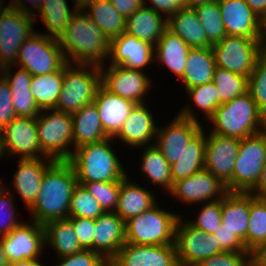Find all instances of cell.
<instances>
[{
    "mask_svg": "<svg viewBox=\"0 0 266 266\" xmlns=\"http://www.w3.org/2000/svg\"><path fill=\"white\" fill-rule=\"evenodd\" d=\"M255 198L251 193L228 192L222 198V224L223 227L235 232L242 241L246 238L249 223L250 202Z\"/></svg>",
    "mask_w": 266,
    "mask_h": 266,
    "instance_id": "obj_28",
    "label": "cell"
},
{
    "mask_svg": "<svg viewBox=\"0 0 266 266\" xmlns=\"http://www.w3.org/2000/svg\"><path fill=\"white\" fill-rule=\"evenodd\" d=\"M125 222L115 212H105L95 220L93 252L113 259L126 243Z\"/></svg>",
    "mask_w": 266,
    "mask_h": 266,
    "instance_id": "obj_23",
    "label": "cell"
},
{
    "mask_svg": "<svg viewBox=\"0 0 266 266\" xmlns=\"http://www.w3.org/2000/svg\"><path fill=\"white\" fill-rule=\"evenodd\" d=\"M186 7L187 0H169V17L172 16L178 9Z\"/></svg>",
    "mask_w": 266,
    "mask_h": 266,
    "instance_id": "obj_60",
    "label": "cell"
},
{
    "mask_svg": "<svg viewBox=\"0 0 266 266\" xmlns=\"http://www.w3.org/2000/svg\"><path fill=\"white\" fill-rule=\"evenodd\" d=\"M47 162H46V161ZM19 159L13 174V187L28 210L35 202L46 170L55 162L50 158Z\"/></svg>",
    "mask_w": 266,
    "mask_h": 266,
    "instance_id": "obj_24",
    "label": "cell"
},
{
    "mask_svg": "<svg viewBox=\"0 0 266 266\" xmlns=\"http://www.w3.org/2000/svg\"><path fill=\"white\" fill-rule=\"evenodd\" d=\"M212 82L219 91V105L247 92L248 78L216 67Z\"/></svg>",
    "mask_w": 266,
    "mask_h": 266,
    "instance_id": "obj_42",
    "label": "cell"
},
{
    "mask_svg": "<svg viewBox=\"0 0 266 266\" xmlns=\"http://www.w3.org/2000/svg\"><path fill=\"white\" fill-rule=\"evenodd\" d=\"M247 91L260 110L266 107V50L257 59L248 78Z\"/></svg>",
    "mask_w": 266,
    "mask_h": 266,
    "instance_id": "obj_48",
    "label": "cell"
},
{
    "mask_svg": "<svg viewBox=\"0 0 266 266\" xmlns=\"http://www.w3.org/2000/svg\"><path fill=\"white\" fill-rule=\"evenodd\" d=\"M44 229L46 246H50L58 258L83 250L74 231L73 223L68 218L49 221L44 225Z\"/></svg>",
    "mask_w": 266,
    "mask_h": 266,
    "instance_id": "obj_35",
    "label": "cell"
},
{
    "mask_svg": "<svg viewBox=\"0 0 266 266\" xmlns=\"http://www.w3.org/2000/svg\"><path fill=\"white\" fill-rule=\"evenodd\" d=\"M195 266H253L251 252H226L215 254Z\"/></svg>",
    "mask_w": 266,
    "mask_h": 266,
    "instance_id": "obj_49",
    "label": "cell"
},
{
    "mask_svg": "<svg viewBox=\"0 0 266 266\" xmlns=\"http://www.w3.org/2000/svg\"><path fill=\"white\" fill-rule=\"evenodd\" d=\"M44 246L46 247L44 225L32 220L3 236V249L9 263L37 259L45 251Z\"/></svg>",
    "mask_w": 266,
    "mask_h": 266,
    "instance_id": "obj_18",
    "label": "cell"
},
{
    "mask_svg": "<svg viewBox=\"0 0 266 266\" xmlns=\"http://www.w3.org/2000/svg\"><path fill=\"white\" fill-rule=\"evenodd\" d=\"M94 103L100 115L102 127L108 137H114L128 118L134 102L124 99L99 86Z\"/></svg>",
    "mask_w": 266,
    "mask_h": 266,
    "instance_id": "obj_25",
    "label": "cell"
},
{
    "mask_svg": "<svg viewBox=\"0 0 266 266\" xmlns=\"http://www.w3.org/2000/svg\"><path fill=\"white\" fill-rule=\"evenodd\" d=\"M78 184L69 161H55L45 172L34 204L28 209L30 220L45 225L52 220L69 217L70 200Z\"/></svg>",
    "mask_w": 266,
    "mask_h": 266,
    "instance_id": "obj_2",
    "label": "cell"
},
{
    "mask_svg": "<svg viewBox=\"0 0 266 266\" xmlns=\"http://www.w3.org/2000/svg\"><path fill=\"white\" fill-rule=\"evenodd\" d=\"M205 143L204 169L211 172L232 192V173L238 156L240 140L236 137L208 132Z\"/></svg>",
    "mask_w": 266,
    "mask_h": 266,
    "instance_id": "obj_16",
    "label": "cell"
},
{
    "mask_svg": "<svg viewBox=\"0 0 266 266\" xmlns=\"http://www.w3.org/2000/svg\"><path fill=\"white\" fill-rule=\"evenodd\" d=\"M261 132L266 134V107L261 110Z\"/></svg>",
    "mask_w": 266,
    "mask_h": 266,
    "instance_id": "obj_64",
    "label": "cell"
},
{
    "mask_svg": "<svg viewBox=\"0 0 266 266\" xmlns=\"http://www.w3.org/2000/svg\"><path fill=\"white\" fill-rule=\"evenodd\" d=\"M205 143L206 133L202 128L184 148L179 160L171 164L173 183L204 169Z\"/></svg>",
    "mask_w": 266,
    "mask_h": 266,
    "instance_id": "obj_36",
    "label": "cell"
},
{
    "mask_svg": "<svg viewBox=\"0 0 266 266\" xmlns=\"http://www.w3.org/2000/svg\"><path fill=\"white\" fill-rule=\"evenodd\" d=\"M0 149L2 157L18 155L19 159L46 158L38 141L36 118L16 116L0 131Z\"/></svg>",
    "mask_w": 266,
    "mask_h": 266,
    "instance_id": "obj_14",
    "label": "cell"
},
{
    "mask_svg": "<svg viewBox=\"0 0 266 266\" xmlns=\"http://www.w3.org/2000/svg\"><path fill=\"white\" fill-rule=\"evenodd\" d=\"M245 2L261 20L266 17V0H245Z\"/></svg>",
    "mask_w": 266,
    "mask_h": 266,
    "instance_id": "obj_57",
    "label": "cell"
},
{
    "mask_svg": "<svg viewBox=\"0 0 266 266\" xmlns=\"http://www.w3.org/2000/svg\"><path fill=\"white\" fill-rule=\"evenodd\" d=\"M81 0H73L72 2L75 3V5H80Z\"/></svg>",
    "mask_w": 266,
    "mask_h": 266,
    "instance_id": "obj_68",
    "label": "cell"
},
{
    "mask_svg": "<svg viewBox=\"0 0 266 266\" xmlns=\"http://www.w3.org/2000/svg\"><path fill=\"white\" fill-rule=\"evenodd\" d=\"M63 67L56 72L32 76L31 93L39 109H56L62 89Z\"/></svg>",
    "mask_w": 266,
    "mask_h": 266,
    "instance_id": "obj_39",
    "label": "cell"
},
{
    "mask_svg": "<svg viewBox=\"0 0 266 266\" xmlns=\"http://www.w3.org/2000/svg\"><path fill=\"white\" fill-rule=\"evenodd\" d=\"M55 266H99L104 258L92 250H81L73 255L57 258Z\"/></svg>",
    "mask_w": 266,
    "mask_h": 266,
    "instance_id": "obj_53",
    "label": "cell"
},
{
    "mask_svg": "<svg viewBox=\"0 0 266 266\" xmlns=\"http://www.w3.org/2000/svg\"><path fill=\"white\" fill-rule=\"evenodd\" d=\"M112 140V137H108L74 149L69 162L75 170L78 183L120 181L128 176L111 147Z\"/></svg>",
    "mask_w": 266,
    "mask_h": 266,
    "instance_id": "obj_3",
    "label": "cell"
},
{
    "mask_svg": "<svg viewBox=\"0 0 266 266\" xmlns=\"http://www.w3.org/2000/svg\"><path fill=\"white\" fill-rule=\"evenodd\" d=\"M265 163L266 134L259 132L241 139L232 173V192L250 193Z\"/></svg>",
    "mask_w": 266,
    "mask_h": 266,
    "instance_id": "obj_10",
    "label": "cell"
},
{
    "mask_svg": "<svg viewBox=\"0 0 266 266\" xmlns=\"http://www.w3.org/2000/svg\"><path fill=\"white\" fill-rule=\"evenodd\" d=\"M252 264L253 266H266V245L252 253Z\"/></svg>",
    "mask_w": 266,
    "mask_h": 266,
    "instance_id": "obj_59",
    "label": "cell"
},
{
    "mask_svg": "<svg viewBox=\"0 0 266 266\" xmlns=\"http://www.w3.org/2000/svg\"><path fill=\"white\" fill-rule=\"evenodd\" d=\"M68 219L73 223L81 248L93 251L95 219L82 217H68Z\"/></svg>",
    "mask_w": 266,
    "mask_h": 266,
    "instance_id": "obj_50",
    "label": "cell"
},
{
    "mask_svg": "<svg viewBox=\"0 0 266 266\" xmlns=\"http://www.w3.org/2000/svg\"><path fill=\"white\" fill-rule=\"evenodd\" d=\"M65 64L58 40L37 31L20 46L15 68H24L37 76L59 71Z\"/></svg>",
    "mask_w": 266,
    "mask_h": 266,
    "instance_id": "obj_9",
    "label": "cell"
},
{
    "mask_svg": "<svg viewBox=\"0 0 266 266\" xmlns=\"http://www.w3.org/2000/svg\"><path fill=\"white\" fill-rule=\"evenodd\" d=\"M215 69L216 63L211 47L191 48L181 79L185 92L195 86L212 82Z\"/></svg>",
    "mask_w": 266,
    "mask_h": 266,
    "instance_id": "obj_33",
    "label": "cell"
},
{
    "mask_svg": "<svg viewBox=\"0 0 266 266\" xmlns=\"http://www.w3.org/2000/svg\"><path fill=\"white\" fill-rule=\"evenodd\" d=\"M194 9L205 30L208 41L213 45L223 40L227 33L222 21L218 0L198 5Z\"/></svg>",
    "mask_w": 266,
    "mask_h": 266,
    "instance_id": "obj_41",
    "label": "cell"
},
{
    "mask_svg": "<svg viewBox=\"0 0 266 266\" xmlns=\"http://www.w3.org/2000/svg\"><path fill=\"white\" fill-rule=\"evenodd\" d=\"M127 176L122 182L115 213L124 221L152 208L157 202L154 193Z\"/></svg>",
    "mask_w": 266,
    "mask_h": 266,
    "instance_id": "obj_27",
    "label": "cell"
},
{
    "mask_svg": "<svg viewBox=\"0 0 266 266\" xmlns=\"http://www.w3.org/2000/svg\"><path fill=\"white\" fill-rule=\"evenodd\" d=\"M255 197H261L266 193V163L263 166L260 177L257 181L255 188L250 192Z\"/></svg>",
    "mask_w": 266,
    "mask_h": 266,
    "instance_id": "obj_58",
    "label": "cell"
},
{
    "mask_svg": "<svg viewBox=\"0 0 266 266\" xmlns=\"http://www.w3.org/2000/svg\"><path fill=\"white\" fill-rule=\"evenodd\" d=\"M101 84L110 92L135 104L144 103L152 81L145 71L133 70L119 65L100 66Z\"/></svg>",
    "mask_w": 266,
    "mask_h": 266,
    "instance_id": "obj_15",
    "label": "cell"
},
{
    "mask_svg": "<svg viewBox=\"0 0 266 266\" xmlns=\"http://www.w3.org/2000/svg\"><path fill=\"white\" fill-rule=\"evenodd\" d=\"M113 260L119 266H179L176 246L125 243Z\"/></svg>",
    "mask_w": 266,
    "mask_h": 266,
    "instance_id": "obj_20",
    "label": "cell"
},
{
    "mask_svg": "<svg viewBox=\"0 0 266 266\" xmlns=\"http://www.w3.org/2000/svg\"><path fill=\"white\" fill-rule=\"evenodd\" d=\"M10 2L8 3L10 7H13L25 14H28L34 17L35 14H37V12L40 10L42 0H25V1L24 0H12V1L10 0ZM27 4H30V6L32 5V8H30L29 6H26Z\"/></svg>",
    "mask_w": 266,
    "mask_h": 266,
    "instance_id": "obj_55",
    "label": "cell"
},
{
    "mask_svg": "<svg viewBox=\"0 0 266 266\" xmlns=\"http://www.w3.org/2000/svg\"><path fill=\"white\" fill-rule=\"evenodd\" d=\"M185 106L168 125L157 129L155 145L170 165L179 160L187 144L204 127L195 116L192 104Z\"/></svg>",
    "mask_w": 266,
    "mask_h": 266,
    "instance_id": "obj_11",
    "label": "cell"
},
{
    "mask_svg": "<svg viewBox=\"0 0 266 266\" xmlns=\"http://www.w3.org/2000/svg\"><path fill=\"white\" fill-rule=\"evenodd\" d=\"M167 28L178 35L191 48L212 46L206 37L205 30L199 22L194 8L178 9L168 18Z\"/></svg>",
    "mask_w": 266,
    "mask_h": 266,
    "instance_id": "obj_32",
    "label": "cell"
},
{
    "mask_svg": "<svg viewBox=\"0 0 266 266\" xmlns=\"http://www.w3.org/2000/svg\"><path fill=\"white\" fill-rule=\"evenodd\" d=\"M9 266H44L40 259H24L9 263Z\"/></svg>",
    "mask_w": 266,
    "mask_h": 266,
    "instance_id": "obj_61",
    "label": "cell"
},
{
    "mask_svg": "<svg viewBox=\"0 0 266 266\" xmlns=\"http://www.w3.org/2000/svg\"><path fill=\"white\" fill-rule=\"evenodd\" d=\"M57 40L66 63L102 66L108 59L109 39L81 8Z\"/></svg>",
    "mask_w": 266,
    "mask_h": 266,
    "instance_id": "obj_1",
    "label": "cell"
},
{
    "mask_svg": "<svg viewBox=\"0 0 266 266\" xmlns=\"http://www.w3.org/2000/svg\"><path fill=\"white\" fill-rule=\"evenodd\" d=\"M249 214L246 238L243 242L246 249L254 253L266 245V203L261 197H255L250 202Z\"/></svg>",
    "mask_w": 266,
    "mask_h": 266,
    "instance_id": "obj_40",
    "label": "cell"
},
{
    "mask_svg": "<svg viewBox=\"0 0 266 266\" xmlns=\"http://www.w3.org/2000/svg\"><path fill=\"white\" fill-rule=\"evenodd\" d=\"M262 34H263V42L266 47V17L262 20Z\"/></svg>",
    "mask_w": 266,
    "mask_h": 266,
    "instance_id": "obj_66",
    "label": "cell"
},
{
    "mask_svg": "<svg viewBox=\"0 0 266 266\" xmlns=\"http://www.w3.org/2000/svg\"><path fill=\"white\" fill-rule=\"evenodd\" d=\"M208 121L216 135L243 139L261 132V110L248 91L219 105Z\"/></svg>",
    "mask_w": 266,
    "mask_h": 266,
    "instance_id": "obj_4",
    "label": "cell"
},
{
    "mask_svg": "<svg viewBox=\"0 0 266 266\" xmlns=\"http://www.w3.org/2000/svg\"><path fill=\"white\" fill-rule=\"evenodd\" d=\"M2 182L4 178H1ZM10 187H6L0 182V236L11 233L23 221L17 219V209L13 200V193ZM17 219V220H16Z\"/></svg>",
    "mask_w": 266,
    "mask_h": 266,
    "instance_id": "obj_46",
    "label": "cell"
},
{
    "mask_svg": "<svg viewBox=\"0 0 266 266\" xmlns=\"http://www.w3.org/2000/svg\"><path fill=\"white\" fill-rule=\"evenodd\" d=\"M261 198L263 199V201L266 203V193L265 194H263L262 196H261Z\"/></svg>",
    "mask_w": 266,
    "mask_h": 266,
    "instance_id": "obj_69",
    "label": "cell"
},
{
    "mask_svg": "<svg viewBox=\"0 0 266 266\" xmlns=\"http://www.w3.org/2000/svg\"><path fill=\"white\" fill-rule=\"evenodd\" d=\"M216 67L249 78L266 47L263 38L226 35L211 46Z\"/></svg>",
    "mask_w": 266,
    "mask_h": 266,
    "instance_id": "obj_8",
    "label": "cell"
},
{
    "mask_svg": "<svg viewBox=\"0 0 266 266\" xmlns=\"http://www.w3.org/2000/svg\"><path fill=\"white\" fill-rule=\"evenodd\" d=\"M191 47L168 28L154 46L156 63L164 65L182 79Z\"/></svg>",
    "mask_w": 266,
    "mask_h": 266,
    "instance_id": "obj_30",
    "label": "cell"
},
{
    "mask_svg": "<svg viewBox=\"0 0 266 266\" xmlns=\"http://www.w3.org/2000/svg\"><path fill=\"white\" fill-rule=\"evenodd\" d=\"M8 7H10V5L4 4L3 0H0V14L3 13Z\"/></svg>",
    "mask_w": 266,
    "mask_h": 266,
    "instance_id": "obj_67",
    "label": "cell"
},
{
    "mask_svg": "<svg viewBox=\"0 0 266 266\" xmlns=\"http://www.w3.org/2000/svg\"><path fill=\"white\" fill-rule=\"evenodd\" d=\"M175 246L179 266H195L210 256L223 252L213 233L207 234L180 216L175 227Z\"/></svg>",
    "mask_w": 266,
    "mask_h": 266,
    "instance_id": "obj_13",
    "label": "cell"
},
{
    "mask_svg": "<svg viewBox=\"0 0 266 266\" xmlns=\"http://www.w3.org/2000/svg\"><path fill=\"white\" fill-rule=\"evenodd\" d=\"M228 190L217 177L206 169L173 183L168 193L187 205L211 202L222 199Z\"/></svg>",
    "mask_w": 266,
    "mask_h": 266,
    "instance_id": "obj_17",
    "label": "cell"
},
{
    "mask_svg": "<svg viewBox=\"0 0 266 266\" xmlns=\"http://www.w3.org/2000/svg\"><path fill=\"white\" fill-rule=\"evenodd\" d=\"M80 8L102 29L109 41L125 32L126 18L109 0H81Z\"/></svg>",
    "mask_w": 266,
    "mask_h": 266,
    "instance_id": "obj_34",
    "label": "cell"
},
{
    "mask_svg": "<svg viewBox=\"0 0 266 266\" xmlns=\"http://www.w3.org/2000/svg\"><path fill=\"white\" fill-rule=\"evenodd\" d=\"M216 241L219 243L220 249L226 252H249L246 249L244 242L241 240L235 232L223 227L221 223L216 229L215 233Z\"/></svg>",
    "mask_w": 266,
    "mask_h": 266,
    "instance_id": "obj_52",
    "label": "cell"
},
{
    "mask_svg": "<svg viewBox=\"0 0 266 266\" xmlns=\"http://www.w3.org/2000/svg\"><path fill=\"white\" fill-rule=\"evenodd\" d=\"M109 65L144 71L155 61L154 46L126 32L110 40Z\"/></svg>",
    "mask_w": 266,
    "mask_h": 266,
    "instance_id": "obj_19",
    "label": "cell"
},
{
    "mask_svg": "<svg viewBox=\"0 0 266 266\" xmlns=\"http://www.w3.org/2000/svg\"><path fill=\"white\" fill-rule=\"evenodd\" d=\"M157 129L158 124L155 123L151 110L145 103H139L133 106L128 118L113 139H120L132 148L142 149V146L155 144Z\"/></svg>",
    "mask_w": 266,
    "mask_h": 266,
    "instance_id": "obj_22",
    "label": "cell"
},
{
    "mask_svg": "<svg viewBox=\"0 0 266 266\" xmlns=\"http://www.w3.org/2000/svg\"><path fill=\"white\" fill-rule=\"evenodd\" d=\"M186 95L190 97L195 107L204 113L207 120L219 106V91L213 82L190 88L186 91Z\"/></svg>",
    "mask_w": 266,
    "mask_h": 266,
    "instance_id": "obj_44",
    "label": "cell"
},
{
    "mask_svg": "<svg viewBox=\"0 0 266 266\" xmlns=\"http://www.w3.org/2000/svg\"><path fill=\"white\" fill-rule=\"evenodd\" d=\"M156 203L125 222L126 243L136 245L175 244V227L181 215L160 208Z\"/></svg>",
    "mask_w": 266,
    "mask_h": 266,
    "instance_id": "obj_6",
    "label": "cell"
},
{
    "mask_svg": "<svg viewBox=\"0 0 266 266\" xmlns=\"http://www.w3.org/2000/svg\"><path fill=\"white\" fill-rule=\"evenodd\" d=\"M36 125L42 154L54 161H69L74 152L69 147L73 144L72 115L56 109L42 110Z\"/></svg>",
    "mask_w": 266,
    "mask_h": 266,
    "instance_id": "obj_7",
    "label": "cell"
},
{
    "mask_svg": "<svg viewBox=\"0 0 266 266\" xmlns=\"http://www.w3.org/2000/svg\"><path fill=\"white\" fill-rule=\"evenodd\" d=\"M151 5H147V1L143 0L145 6L150 7L151 9L157 11L162 15H166L167 19L169 18V0H148ZM164 13V14H163Z\"/></svg>",
    "mask_w": 266,
    "mask_h": 266,
    "instance_id": "obj_56",
    "label": "cell"
},
{
    "mask_svg": "<svg viewBox=\"0 0 266 266\" xmlns=\"http://www.w3.org/2000/svg\"><path fill=\"white\" fill-rule=\"evenodd\" d=\"M62 85L56 110L72 115L94 102L101 85L100 66L66 63Z\"/></svg>",
    "mask_w": 266,
    "mask_h": 266,
    "instance_id": "obj_5",
    "label": "cell"
},
{
    "mask_svg": "<svg viewBox=\"0 0 266 266\" xmlns=\"http://www.w3.org/2000/svg\"><path fill=\"white\" fill-rule=\"evenodd\" d=\"M34 17L13 7L0 14V71L15 66L19 48L34 34Z\"/></svg>",
    "mask_w": 266,
    "mask_h": 266,
    "instance_id": "obj_12",
    "label": "cell"
},
{
    "mask_svg": "<svg viewBox=\"0 0 266 266\" xmlns=\"http://www.w3.org/2000/svg\"><path fill=\"white\" fill-rule=\"evenodd\" d=\"M227 35L263 38L262 20L245 0H218Z\"/></svg>",
    "mask_w": 266,
    "mask_h": 266,
    "instance_id": "obj_21",
    "label": "cell"
},
{
    "mask_svg": "<svg viewBox=\"0 0 266 266\" xmlns=\"http://www.w3.org/2000/svg\"><path fill=\"white\" fill-rule=\"evenodd\" d=\"M112 6L124 17L128 18L144 5L143 0H109Z\"/></svg>",
    "mask_w": 266,
    "mask_h": 266,
    "instance_id": "obj_54",
    "label": "cell"
},
{
    "mask_svg": "<svg viewBox=\"0 0 266 266\" xmlns=\"http://www.w3.org/2000/svg\"><path fill=\"white\" fill-rule=\"evenodd\" d=\"M15 117L16 113L12 105V94L8 81L0 74V131Z\"/></svg>",
    "mask_w": 266,
    "mask_h": 266,
    "instance_id": "obj_51",
    "label": "cell"
},
{
    "mask_svg": "<svg viewBox=\"0 0 266 266\" xmlns=\"http://www.w3.org/2000/svg\"><path fill=\"white\" fill-rule=\"evenodd\" d=\"M73 6L75 8L72 7V11L66 0H42L40 10L35 14L34 20L36 22L40 18L48 30L45 35L58 39L80 8V5Z\"/></svg>",
    "mask_w": 266,
    "mask_h": 266,
    "instance_id": "obj_37",
    "label": "cell"
},
{
    "mask_svg": "<svg viewBox=\"0 0 266 266\" xmlns=\"http://www.w3.org/2000/svg\"><path fill=\"white\" fill-rule=\"evenodd\" d=\"M140 168L145 173L150 184L158 185L170 192L173 187L171 165L164 158L160 149L155 145L142 146Z\"/></svg>",
    "mask_w": 266,
    "mask_h": 266,
    "instance_id": "obj_38",
    "label": "cell"
},
{
    "mask_svg": "<svg viewBox=\"0 0 266 266\" xmlns=\"http://www.w3.org/2000/svg\"><path fill=\"white\" fill-rule=\"evenodd\" d=\"M122 181L123 180L78 184L83 185L86 190L95 197L105 212H115Z\"/></svg>",
    "mask_w": 266,
    "mask_h": 266,
    "instance_id": "obj_45",
    "label": "cell"
},
{
    "mask_svg": "<svg viewBox=\"0 0 266 266\" xmlns=\"http://www.w3.org/2000/svg\"><path fill=\"white\" fill-rule=\"evenodd\" d=\"M105 211L95 197L86 188L77 184L72 192L69 217L97 219Z\"/></svg>",
    "mask_w": 266,
    "mask_h": 266,
    "instance_id": "obj_43",
    "label": "cell"
},
{
    "mask_svg": "<svg viewBox=\"0 0 266 266\" xmlns=\"http://www.w3.org/2000/svg\"><path fill=\"white\" fill-rule=\"evenodd\" d=\"M99 266H119L113 259H104Z\"/></svg>",
    "mask_w": 266,
    "mask_h": 266,
    "instance_id": "obj_65",
    "label": "cell"
},
{
    "mask_svg": "<svg viewBox=\"0 0 266 266\" xmlns=\"http://www.w3.org/2000/svg\"><path fill=\"white\" fill-rule=\"evenodd\" d=\"M72 123L73 150L81 145L100 142L108 138L94 102L84 105L79 111L72 114Z\"/></svg>",
    "mask_w": 266,
    "mask_h": 266,
    "instance_id": "obj_31",
    "label": "cell"
},
{
    "mask_svg": "<svg viewBox=\"0 0 266 266\" xmlns=\"http://www.w3.org/2000/svg\"><path fill=\"white\" fill-rule=\"evenodd\" d=\"M216 0H187V7L188 8H194L198 5L209 3Z\"/></svg>",
    "mask_w": 266,
    "mask_h": 266,
    "instance_id": "obj_63",
    "label": "cell"
},
{
    "mask_svg": "<svg viewBox=\"0 0 266 266\" xmlns=\"http://www.w3.org/2000/svg\"><path fill=\"white\" fill-rule=\"evenodd\" d=\"M17 68L18 70L13 72V66L6 67L0 71V74L8 81L16 116L36 118L41 110L31 93L32 75L24 68Z\"/></svg>",
    "mask_w": 266,
    "mask_h": 266,
    "instance_id": "obj_26",
    "label": "cell"
},
{
    "mask_svg": "<svg viewBox=\"0 0 266 266\" xmlns=\"http://www.w3.org/2000/svg\"><path fill=\"white\" fill-rule=\"evenodd\" d=\"M195 219L186 220L194 228L204 231L207 234L215 233L222 223V199L205 202Z\"/></svg>",
    "mask_w": 266,
    "mask_h": 266,
    "instance_id": "obj_47",
    "label": "cell"
},
{
    "mask_svg": "<svg viewBox=\"0 0 266 266\" xmlns=\"http://www.w3.org/2000/svg\"><path fill=\"white\" fill-rule=\"evenodd\" d=\"M168 27V19L143 5L126 19L125 32L155 46Z\"/></svg>",
    "mask_w": 266,
    "mask_h": 266,
    "instance_id": "obj_29",
    "label": "cell"
},
{
    "mask_svg": "<svg viewBox=\"0 0 266 266\" xmlns=\"http://www.w3.org/2000/svg\"><path fill=\"white\" fill-rule=\"evenodd\" d=\"M0 266H9L3 249V236H0Z\"/></svg>",
    "mask_w": 266,
    "mask_h": 266,
    "instance_id": "obj_62",
    "label": "cell"
}]
</instances>
